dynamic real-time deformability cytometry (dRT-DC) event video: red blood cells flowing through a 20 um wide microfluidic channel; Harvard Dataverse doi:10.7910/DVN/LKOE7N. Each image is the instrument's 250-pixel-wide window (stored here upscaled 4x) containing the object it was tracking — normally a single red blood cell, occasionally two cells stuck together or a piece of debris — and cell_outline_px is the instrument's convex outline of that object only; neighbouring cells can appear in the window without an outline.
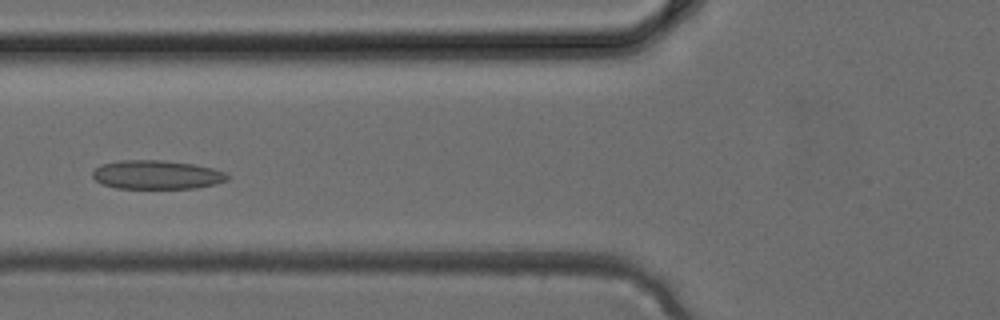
{"species": "common noctule bat (a hibernating species)", "species_latin": "Nyctalus noctula", "temperature_condition": "cold", "stored_images_in_passage": 3, "camera_frame_rate_fps": 3000, "um_per_image_px": 0.085, "animal": {"sex": "female", "body_mass_g": 24.6, "forearm_length_mm": 56.2}, "frame": {"image": 1, "passage_image": 3, "time_ms": 0.667, "image_size_px": [1000, 320], "cell_outline_px": [[232, 176], [228, 180], [216, 184], [196, 188], [116, 188], [100, 184], [92, 176], [92, 172], [100, 164], [120, 160], [160, 160], [192, 164], [212, 168], [224, 172]], "centroid_in_image_um": [13.32, 14.86], "position_along_channel_um": 112.5, "area_um2": 22.77}}